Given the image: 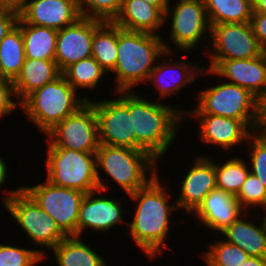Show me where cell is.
Masks as SVG:
<instances>
[{
  "label": "cell",
  "mask_w": 266,
  "mask_h": 266,
  "mask_svg": "<svg viewBox=\"0 0 266 266\" xmlns=\"http://www.w3.org/2000/svg\"><path fill=\"white\" fill-rule=\"evenodd\" d=\"M159 175L145 187L127 195L135 204L131 222L126 226L130 227L128 235L151 261L160 256L163 248L169 249L165 241L170 234L169 225L174 223L172 211L178 210L176 203L171 205L169 199L173 197Z\"/></svg>",
  "instance_id": "1"
},
{
  "label": "cell",
  "mask_w": 266,
  "mask_h": 266,
  "mask_svg": "<svg viewBox=\"0 0 266 266\" xmlns=\"http://www.w3.org/2000/svg\"><path fill=\"white\" fill-rule=\"evenodd\" d=\"M141 95L139 92L130 91L135 149L144 150L155 160L161 161V157L169 151L185 122V110L162 100H148Z\"/></svg>",
  "instance_id": "2"
},
{
  "label": "cell",
  "mask_w": 266,
  "mask_h": 266,
  "mask_svg": "<svg viewBox=\"0 0 266 266\" xmlns=\"http://www.w3.org/2000/svg\"><path fill=\"white\" fill-rule=\"evenodd\" d=\"M174 53L161 35L130 31L118 26V59L111 75H108H115L114 92L135 91V86L147 84L160 56L171 57Z\"/></svg>",
  "instance_id": "3"
},
{
  "label": "cell",
  "mask_w": 266,
  "mask_h": 266,
  "mask_svg": "<svg viewBox=\"0 0 266 266\" xmlns=\"http://www.w3.org/2000/svg\"><path fill=\"white\" fill-rule=\"evenodd\" d=\"M158 163L144 150L99 144L96 151L99 189L105 194L111 189V186L102 178L101 172H103L106 173L107 182H115L126 195L136 192L160 173L157 168Z\"/></svg>",
  "instance_id": "4"
},
{
  "label": "cell",
  "mask_w": 266,
  "mask_h": 266,
  "mask_svg": "<svg viewBox=\"0 0 266 266\" xmlns=\"http://www.w3.org/2000/svg\"><path fill=\"white\" fill-rule=\"evenodd\" d=\"M77 92L61 74L54 81L30 93L21 103L27 118L44 135L59 122L77 112L91 99L89 96L79 97Z\"/></svg>",
  "instance_id": "5"
},
{
  "label": "cell",
  "mask_w": 266,
  "mask_h": 266,
  "mask_svg": "<svg viewBox=\"0 0 266 266\" xmlns=\"http://www.w3.org/2000/svg\"><path fill=\"white\" fill-rule=\"evenodd\" d=\"M4 192L2 196L4 208L31 242L40 246V249L37 248L38 252L43 259H46L47 254L44 252L46 248L51 250L67 236L60 230L54 219L40 208L21 187L14 190L4 188Z\"/></svg>",
  "instance_id": "6"
},
{
  "label": "cell",
  "mask_w": 266,
  "mask_h": 266,
  "mask_svg": "<svg viewBox=\"0 0 266 266\" xmlns=\"http://www.w3.org/2000/svg\"><path fill=\"white\" fill-rule=\"evenodd\" d=\"M220 81L200 90L196 97L197 106L190 111L186 109L184 114H213L241 120L254 132L258 119V98L248 89Z\"/></svg>",
  "instance_id": "7"
},
{
  "label": "cell",
  "mask_w": 266,
  "mask_h": 266,
  "mask_svg": "<svg viewBox=\"0 0 266 266\" xmlns=\"http://www.w3.org/2000/svg\"><path fill=\"white\" fill-rule=\"evenodd\" d=\"M46 180L53 185L88 193L99 189L96 153L47 148Z\"/></svg>",
  "instance_id": "8"
},
{
  "label": "cell",
  "mask_w": 266,
  "mask_h": 266,
  "mask_svg": "<svg viewBox=\"0 0 266 266\" xmlns=\"http://www.w3.org/2000/svg\"><path fill=\"white\" fill-rule=\"evenodd\" d=\"M166 22L170 28L168 42L175 45L174 50L190 53L197 50L200 41L210 39L211 25L204 0H170L164 12V25Z\"/></svg>",
  "instance_id": "9"
},
{
  "label": "cell",
  "mask_w": 266,
  "mask_h": 266,
  "mask_svg": "<svg viewBox=\"0 0 266 266\" xmlns=\"http://www.w3.org/2000/svg\"><path fill=\"white\" fill-rule=\"evenodd\" d=\"M21 188L46 211L66 236H77L78 214L86 193L53 185L47 180Z\"/></svg>",
  "instance_id": "10"
},
{
  "label": "cell",
  "mask_w": 266,
  "mask_h": 266,
  "mask_svg": "<svg viewBox=\"0 0 266 266\" xmlns=\"http://www.w3.org/2000/svg\"><path fill=\"white\" fill-rule=\"evenodd\" d=\"M111 100L89 101L96 110L99 144L135 149L133 114H130V91L115 92ZM120 95H119V94Z\"/></svg>",
  "instance_id": "11"
},
{
  "label": "cell",
  "mask_w": 266,
  "mask_h": 266,
  "mask_svg": "<svg viewBox=\"0 0 266 266\" xmlns=\"http://www.w3.org/2000/svg\"><path fill=\"white\" fill-rule=\"evenodd\" d=\"M210 36L208 44L204 45V54H207L209 61L249 59L265 52L254 35L250 22L212 25Z\"/></svg>",
  "instance_id": "12"
},
{
  "label": "cell",
  "mask_w": 266,
  "mask_h": 266,
  "mask_svg": "<svg viewBox=\"0 0 266 266\" xmlns=\"http://www.w3.org/2000/svg\"><path fill=\"white\" fill-rule=\"evenodd\" d=\"M45 136L47 148H66L96 153L99 147L95 107L88 101L77 112L59 122Z\"/></svg>",
  "instance_id": "13"
},
{
  "label": "cell",
  "mask_w": 266,
  "mask_h": 266,
  "mask_svg": "<svg viewBox=\"0 0 266 266\" xmlns=\"http://www.w3.org/2000/svg\"><path fill=\"white\" fill-rule=\"evenodd\" d=\"M102 192L103 190L97 189L85 194L78 214L77 236L82 237L89 229L93 233L100 234V232L107 233L123 222L128 224L123 218L128 209L123 208L122 201H117L111 196H102Z\"/></svg>",
  "instance_id": "14"
},
{
  "label": "cell",
  "mask_w": 266,
  "mask_h": 266,
  "mask_svg": "<svg viewBox=\"0 0 266 266\" xmlns=\"http://www.w3.org/2000/svg\"><path fill=\"white\" fill-rule=\"evenodd\" d=\"M202 75L220 77L226 82L248 89L258 99L266 94V53L249 59L209 61ZM224 78V79H223Z\"/></svg>",
  "instance_id": "15"
},
{
  "label": "cell",
  "mask_w": 266,
  "mask_h": 266,
  "mask_svg": "<svg viewBox=\"0 0 266 266\" xmlns=\"http://www.w3.org/2000/svg\"><path fill=\"white\" fill-rule=\"evenodd\" d=\"M194 158L196 159H193V165L185 171L179 184V196L174 199L178 210H184V214H190L189 216H192L203 199L217 188L215 159L199 154Z\"/></svg>",
  "instance_id": "16"
},
{
  "label": "cell",
  "mask_w": 266,
  "mask_h": 266,
  "mask_svg": "<svg viewBox=\"0 0 266 266\" xmlns=\"http://www.w3.org/2000/svg\"><path fill=\"white\" fill-rule=\"evenodd\" d=\"M192 117L197 121V138L202 144L220 147L223 153H229L232 148L247 142L248 137L253 133L241 120L227 118L213 114H184V120Z\"/></svg>",
  "instance_id": "17"
},
{
  "label": "cell",
  "mask_w": 266,
  "mask_h": 266,
  "mask_svg": "<svg viewBox=\"0 0 266 266\" xmlns=\"http://www.w3.org/2000/svg\"><path fill=\"white\" fill-rule=\"evenodd\" d=\"M102 23L81 17L74 24L58 30L55 62L61 72L72 63L92 56L94 31Z\"/></svg>",
  "instance_id": "18"
},
{
  "label": "cell",
  "mask_w": 266,
  "mask_h": 266,
  "mask_svg": "<svg viewBox=\"0 0 266 266\" xmlns=\"http://www.w3.org/2000/svg\"><path fill=\"white\" fill-rule=\"evenodd\" d=\"M81 17L79 0H27L18 21L60 30Z\"/></svg>",
  "instance_id": "19"
},
{
  "label": "cell",
  "mask_w": 266,
  "mask_h": 266,
  "mask_svg": "<svg viewBox=\"0 0 266 266\" xmlns=\"http://www.w3.org/2000/svg\"><path fill=\"white\" fill-rule=\"evenodd\" d=\"M159 60L147 80L148 84L152 83L153 89H157L158 101L161 99L165 101L164 99L168 97L178 95L181 88L185 89L187 85H192V82L194 83L202 75L204 69V65L200 67L185 59L159 58Z\"/></svg>",
  "instance_id": "20"
},
{
  "label": "cell",
  "mask_w": 266,
  "mask_h": 266,
  "mask_svg": "<svg viewBox=\"0 0 266 266\" xmlns=\"http://www.w3.org/2000/svg\"><path fill=\"white\" fill-rule=\"evenodd\" d=\"M245 212L233 194L215 188L192 214L208 230L220 234Z\"/></svg>",
  "instance_id": "21"
},
{
  "label": "cell",
  "mask_w": 266,
  "mask_h": 266,
  "mask_svg": "<svg viewBox=\"0 0 266 266\" xmlns=\"http://www.w3.org/2000/svg\"><path fill=\"white\" fill-rule=\"evenodd\" d=\"M113 23L130 31L162 35L159 31L164 26V13L145 0H123Z\"/></svg>",
  "instance_id": "22"
},
{
  "label": "cell",
  "mask_w": 266,
  "mask_h": 266,
  "mask_svg": "<svg viewBox=\"0 0 266 266\" xmlns=\"http://www.w3.org/2000/svg\"><path fill=\"white\" fill-rule=\"evenodd\" d=\"M249 212L252 213V211L245 212L218 235H222L224 240L240 247L249 256L266 257L265 221L264 219L261 220V223L258 221L255 223L254 220L249 221L246 217L247 214L253 216Z\"/></svg>",
  "instance_id": "23"
},
{
  "label": "cell",
  "mask_w": 266,
  "mask_h": 266,
  "mask_svg": "<svg viewBox=\"0 0 266 266\" xmlns=\"http://www.w3.org/2000/svg\"><path fill=\"white\" fill-rule=\"evenodd\" d=\"M62 72L55 60L25 58L20 74L13 81L18 102H22L34 90L54 81Z\"/></svg>",
  "instance_id": "24"
},
{
  "label": "cell",
  "mask_w": 266,
  "mask_h": 266,
  "mask_svg": "<svg viewBox=\"0 0 266 266\" xmlns=\"http://www.w3.org/2000/svg\"><path fill=\"white\" fill-rule=\"evenodd\" d=\"M89 245L83 237L67 236L50 251L58 266H108L106 259Z\"/></svg>",
  "instance_id": "25"
},
{
  "label": "cell",
  "mask_w": 266,
  "mask_h": 266,
  "mask_svg": "<svg viewBox=\"0 0 266 266\" xmlns=\"http://www.w3.org/2000/svg\"><path fill=\"white\" fill-rule=\"evenodd\" d=\"M25 58L55 60L58 30L21 24Z\"/></svg>",
  "instance_id": "26"
},
{
  "label": "cell",
  "mask_w": 266,
  "mask_h": 266,
  "mask_svg": "<svg viewBox=\"0 0 266 266\" xmlns=\"http://www.w3.org/2000/svg\"><path fill=\"white\" fill-rule=\"evenodd\" d=\"M25 60L21 23L0 41V77L14 81Z\"/></svg>",
  "instance_id": "27"
},
{
  "label": "cell",
  "mask_w": 266,
  "mask_h": 266,
  "mask_svg": "<svg viewBox=\"0 0 266 266\" xmlns=\"http://www.w3.org/2000/svg\"><path fill=\"white\" fill-rule=\"evenodd\" d=\"M118 26L103 22L95 31L92 41V57L110 75L118 59Z\"/></svg>",
  "instance_id": "28"
},
{
  "label": "cell",
  "mask_w": 266,
  "mask_h": 266,
  "mask_svg": "<svg viewBox=\"0 0 266 266\" xmlns=\"http://www.w3.org/2000/svg\"><path fill=\"white\" fill-rule=\"evenodd\" d=\"M210 25L247 23L252 17L251 0H204Z\"/></svg>",
  "instance_id": "29"
},
{
  "label": "cell",
  "mask_w": 266,
  "mask_h": 266,
  "mask_svg": "<svg viewBox=\"0 0 266 266\" xmlns=\"http://www.w3.org/2000/svg\"><path fill=\"white\" fill-rule=\"evenodd\" d=\"M62 75L67 82L78 92L81 88L94 90L100 86V81L106 77L108 73L100 66V64L91 56L72 63L62 71ZM99 85V86H98Z\"/></svg>",
  "instance_id": "30"
},
{
  "label": "cell",
  "mask_w": 266,
  "mask_h": 266,
  "mask_svg": "<svg viewBox=\"0 0 266 266\" xmlns=\"http://www.w3.org/2000/svg\"><path fill=\"white\" fill-rule=\"evenodd\" d=\"M222 163V164H221ZM215 171L217 179V188L225 192L231 193L234 196L238 194L243 183L246 181L250 173L246 158L226 159L225 162L215 161Z\"/></svg>",
  "instance_id": "31"
},
{
  "label": "cell",
  "mask_w": 266,
  "mask_h": 266,
  "mask_svg": "<svg viewBox=\"0 0 266 266\" xmlns=\"http://www.w3.org/2000/svg\"><path fill=\"white\" fill-rule=\"evenodd\" d=\"M207 249L200 253L207 266H242L249 257L240 247L222 237L216 243H210Z\"/></svg>",
  "instance_id": "32"
},
{
  "label": "cell",
  "mask_w": 266,
  "mask_h": 266,
  "mask_svg": "<svg viewBox=\"0 0 266 266\" xmlns=\"http://www.w3.org/2000/svg\"><path fill=\"white\" fill-rule=\"evenodd\" d=\"M82 17L103 22H113L118 16L123 0H79Z\"/></svg>",
  "instance_id": "33"
},
{
  "label": "cell",
  "mask_w": 266,
  "mask_h": 266,
  "mask_svg": "<svg viewBox=\"0 0 266 266\" xmlns=\"http://www.w3.org/2000/svg\"><path fill=\"white\" fill-rule=\"evenodd\" d=\"M0 243V266H37L43 261L38 249Z\"/></svg>",
  "instance_id": "34"
},
{
  "label": "cell",
  "mask_w": 266,
  "mask_h": 266,
  "mask_svg": "<svg viewBox=\"0 0 266 266\" xmlns=\"http://www.w3.org/2000/svg\"><path fill=\"white\" fill-rule=\"evenodd\" d=\"M241 207L248 212V208L266 207V188L261 181L253 174L249 173L240 191L235 196Z\"/></svg>",
  "instance_id": "35"
},
{
  "label": "cell",
  "mask_w": 266,
  "mask_h": 266,
  "mask_svg": "<svg viewBox=\"0 0 266 266\" xmlns=\"http://www.w3.org/2000/svg\"><path fill=\"white\" fill-rule=\"evenodd\" d=\"M250 173L257 177L266 188V139L253 132L247 139ZM250 163V164H249Z\"/></svg>",
  "instance_id": "36"
},
{
  "label": "cell",
  "mask_w": 266,
  "mask_h": 266,
  "mask_svg": "<svg viewBox=\"0 0 266 266\" xmlns=\"http://www.w3.org/2000/svg\"><path fill=\"white\" fill-rule=\"evenodd\" d=\"M18 107L20 102H17L13 81L0 77V118L10 116Z\"/></svg>",
  "instance_id": "37"
},
{
  "label": "cell",
  "mask_w": 266,
  "mask_h": 266,
  "mask_svg": "<svg viewBox=\"0 0 266 266\" xmlns=\"http://www.w3.org/2000/svg\"><path fill=\"white\" fill-rule=\"evenodd\" d=\"M19 13L9 8L0 10V41L12 30L18 23Z\"/></svg>",
  "instance_id": "38"
},
{
  "label": "cell",
  "mask_w": 266,
  "mask_h": 266,
  "mask_svg": "<svg viewBox=\"0 0 266 266\" xmlns=\"http://www.w3.org/2000/svg\"><path fill=\"white\" fill-rule=\"evenodd\" d=\"M250 24L260 46L266 50V13H252Z\"/></svg>",
  "instance_id": "39"
},
{
  "label": "cell",
  "mask_w": 266,
  "mask_h": 266,
  "mask_svg": "<svg viewBox=\"0 0 266 266\" xmlns=\"http://www.w3.org/2000/svg\"><path fill=\"white\" fill-rule=\"evenodd\" d=\"M254 132L266 139V94L258 99V119Z\"/></svg>",
  "instance_id": "40"
},
{
  "label": "cell",
  "mask_w": 266,
  "mask_h": 266,
  "mask_svg": "<svg viewBox=\"0 0 266 266\" xmlns=\"http://www.w3.org/2000/svg\"><path fill=\"white\" fill-rule=\"evenodd\" d=\"M5 8L12 9L18 13L25 7L27 0H1Z\"/></svg>",
  "instance_id": "41"
},
{
  "label": "cell",
  "mask_w": 266,
  "mask_h": 266,
  "mask_svg": "<svg viewBox=\"0 0 266 266\" xmlns=\"http://www.w3.org/2000/svg\"><path fill=\"white\" fill-rule=\"evenodd\" d=\"M4 157L0 156V187L3 188L7 178H9V169L7 162H5V160L3 159Z\"/></svg>",
  "instance_id": "42"
},
{
  "label": "cell",
  "mask_w": 266,
  "mask_h": 266,
  "mask_svg": "<svg viewBox=\"0 0 266 266\" xmlns=\"http://www.w3.org/2000/svg\"><path fill=\"white\" fill-rule=\"evenodd\" d=\"M242 266H266V257L249 256Z\"/></svg>",
  "instance_id": "43"
},
{
  "label": "cell",
  "mask_w": 266,
  "mask_h": 266,
  "mask_svg": "<svg viewBox=\"0 0 266 266\" xmlns=\"http://www.w3.org/2000/svg\"><path fill=\"white\" fill-rule=\"evenodd\" d=\"M252 13H266V0H251Z\"/></svg>",
  "instance_id": "44"
},
{
  "label": "cell",
  "mask_w": 266,
  "mask_h": 266,
  "mask_svg": "<svg viewBox=\"0 0 266 266\" xmlns=\"http://www.w3.org/2000/svg\"><path fill=\"white\" fill-rule=\"evenodd\" d=\"M147 3L158 7L163 13L166 11V8L170 0H145Z\"/></svg>",
  "instance_id": "45"
},
{
  "label": "cell",
  "mask_w": 266,
  "mask_h": 266,
  "mask_svg": "<svg viewBox=\"0 0 266 266\" xmlns=\"http://www.w3.org/2000/svg\"><path fill=\"white\" fill-rule=\"evenodd\" d=\"M3 8H5V7L3 6V4H2V2L0 0V10L3 9Z\"/></svg>",
  "instance_id": "46"
}]
</instances>
